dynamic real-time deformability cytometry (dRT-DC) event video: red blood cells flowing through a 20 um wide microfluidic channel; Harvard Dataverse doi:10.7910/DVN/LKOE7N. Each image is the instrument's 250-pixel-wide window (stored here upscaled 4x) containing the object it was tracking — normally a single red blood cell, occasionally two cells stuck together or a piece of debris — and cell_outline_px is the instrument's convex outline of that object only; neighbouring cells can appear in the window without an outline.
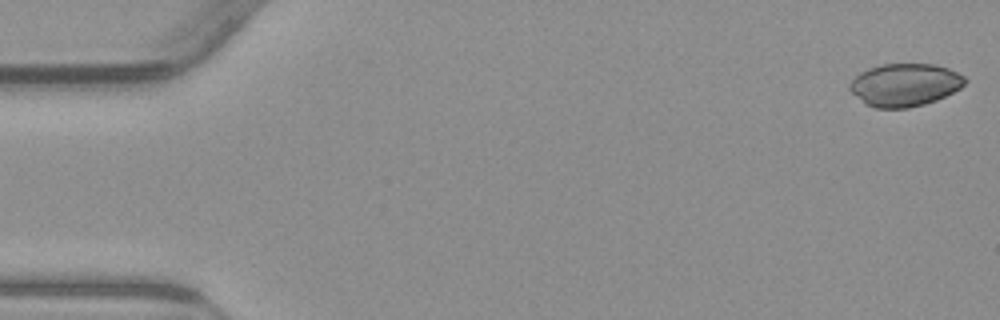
{"species": "common noctule bat (a hibernating species)", "species_latin": "Nyctalus noctula", "temperature_condition": "warm", "stored_images_in_passage": 54, "camera_frame_rate_fps": 3000, "um_per_image_px": 0.085, "animal": {"sex": "male", "body_mass_g": 23.1, "forearm_length_mm": 52.7}, "frame": {"image": 1, "passage_image": 1, "time_ms": 0.0, "image_size_px": [1000, 320], "cell_outline_px": [[968, 80], [960, 88], [936, 100], [924, 104], [908, 108], [876, 108], [864, 104], [848, 88], [848, 84], [860, 72], [868, 68], [880, 64], [936, 64], [948, 68], [964, 76]], "centroid_in_image_um": [76.89, 7.21], "position_along_channel_um": 8.1, "area_um2": 28.78}}
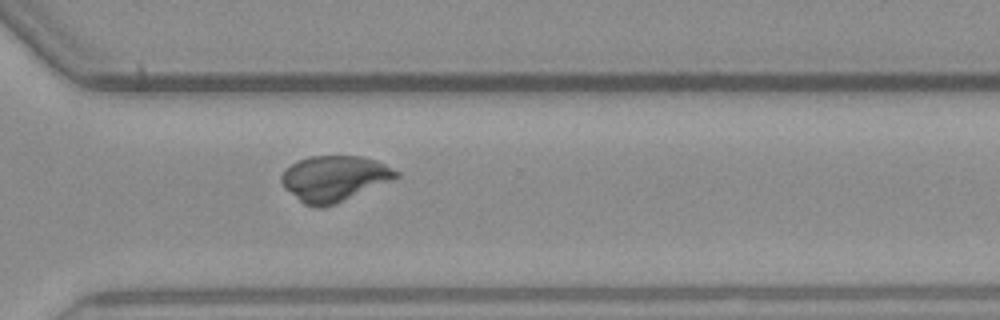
{"frame": {"image": 2, "passage_image": 39, "time_ms": 12.667, "image_size_px": [1000, 320], "cell_outline_px": [[400, 176], [392, 180], [336, 204], [324, 208], [316, 208], [304, 204], [284, 188], [280, 180], [280, 176], [284, 168], [296, 160], [312, 156], [360, 156], [376, 160], [400, 172]], "centroid_in_image_um": [28.37, 15.17], "position_along_channel_um": 342.2, "area_um2": 30.75}}
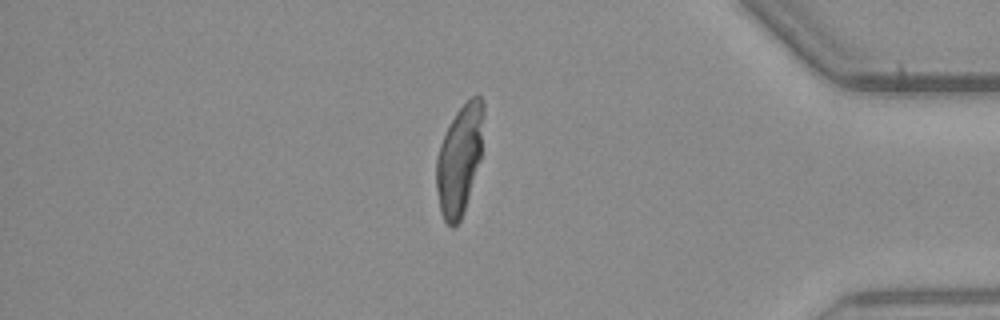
{"frame": {"image": 3, "passage_image": 46, "time_ms": 15.0, "image_size_px": [1000, 320], "cell_outline_px": [[484, 112], [480, 160], [464, 212], [460, 220], [452, 228], [444, 220], [440, 212], [436, 188], [436, 160], [440, 144], [456, 112], [472, 96], [480, 96], [484, 104]], "centroid_in_image_um": [39.05, 13.59], "position_along_channel_um": 396.1, "area_um2": 29.94}}